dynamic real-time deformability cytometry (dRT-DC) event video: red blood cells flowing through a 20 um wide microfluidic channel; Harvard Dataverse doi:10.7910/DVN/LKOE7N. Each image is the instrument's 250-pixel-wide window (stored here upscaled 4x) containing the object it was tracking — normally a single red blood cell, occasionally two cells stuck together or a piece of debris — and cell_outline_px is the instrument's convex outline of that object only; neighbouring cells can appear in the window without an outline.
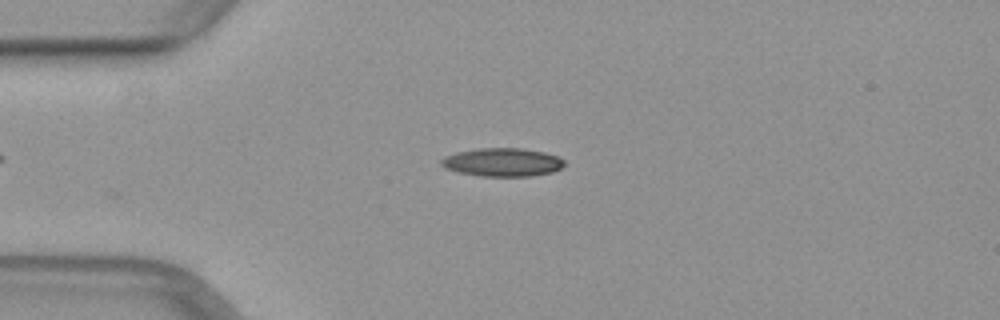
{"species": "common noctule bat (a hibernating species)", "species_latin": "Nyctalus noctula", "temperature_condition": "warm", "stored_images_in_passage": 29, "camera_frame_rate_fps": 3000, "um_per_image_px": 0.085, "animal": {"sex": "female", "body_mass_g": 29.2, "forearm_length_mm": 56.3}, "frame": {"image": 1, "passage_image": 2, "time_ms": 0.333, "image_size_px": [1000, 320], "cell_outline_px": [[564, 164], [560, 168], [552, 172], [532, 176], [480, 176], [456, 172], [444, 168], [440, 164], [440, 160], [444, 156], [456, 152], [480, 148], [520, 148], [544, 152], [556, 156], [564, 160]], "centroid_in_image_um": [42.65, 13.79], "position_along_channel_um": 42.3, "area_um2": 20.4}}
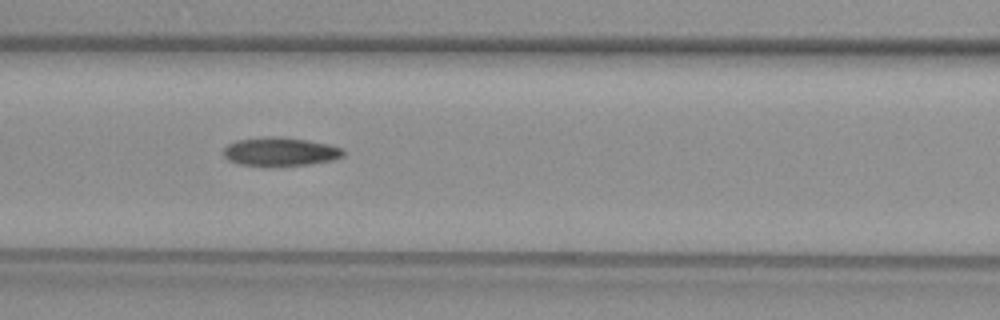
{"frame": {"image": 2, "passage_image": 11, "time_ms": 3.333, "image_size_px": [1000, 320], "cell_outline_px": [[344, 156], [332, 160], [308, 164], [276, 168], [264, 168], [240, 164], [228, 160], [224, 156], [224, 148], [228, 144], [236, 140], [264, 136], [280, 136], [308, 140], [328, 144], [340, 148], [344, 152]], "centroid_in_image_um": [23.77, 12.92], "position_along_channel_um": 142.8, "area_um2": 20.63}}
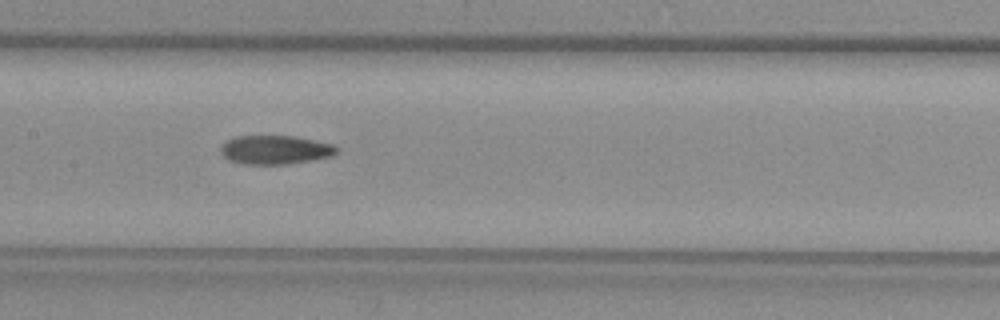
{"frame": {"image": 3, "passage_image": 14, "time_ms": 4.333, "image_size_px": [1000, 320], "cell_outline_px": [[340, 148], [332, 156], [284, 164], [244, 164], [228, 160], [220, 152], [220, 148], [228, 140], [236, 136], [296, 136], [336, 144]], "centroid_in_image_um": [23.42, 12.72], "position_along_channel_um": 184.0, "area_um2": 19.48}}